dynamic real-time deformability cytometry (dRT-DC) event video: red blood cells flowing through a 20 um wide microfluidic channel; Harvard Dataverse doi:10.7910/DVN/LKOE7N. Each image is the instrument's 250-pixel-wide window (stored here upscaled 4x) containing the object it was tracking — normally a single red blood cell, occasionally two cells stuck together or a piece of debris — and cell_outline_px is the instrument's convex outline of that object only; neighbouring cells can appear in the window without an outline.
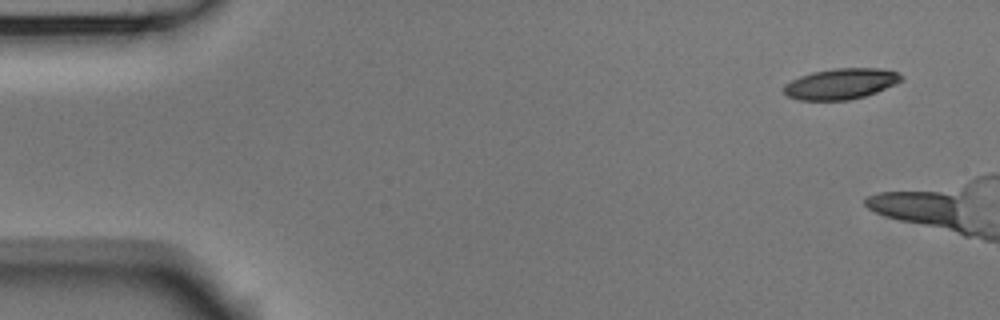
{"species": "Egyptian fruit bat (a non-hibernating species)", "species_latin": "Rousettus aegyptiacus", "temperature_condition": "room temperature", "stored_images_in_passage": 2, "camera_frame_rate_fps": 3000, "um_per_image_px": 0.085, "animal": {"sex": "male"}, "frame": {"image": 1, "passage_image": 1, "time_ms": 0.0, "image_size_px": [1000, 320], "cell_outline_px": [[904, 80], [896, 84], [876, 92], [864, 96], [848, 100], [796, 100], [788, 96], [784, 92], [784, 84], [800, 76], [812, 72], [836, 68], [880, 68], [896, 72], [904, 76]], "centroid_in_image_um": [71.49, 7.12], "position_along_channel_um": 13.5, "area_um2": 21.1}}